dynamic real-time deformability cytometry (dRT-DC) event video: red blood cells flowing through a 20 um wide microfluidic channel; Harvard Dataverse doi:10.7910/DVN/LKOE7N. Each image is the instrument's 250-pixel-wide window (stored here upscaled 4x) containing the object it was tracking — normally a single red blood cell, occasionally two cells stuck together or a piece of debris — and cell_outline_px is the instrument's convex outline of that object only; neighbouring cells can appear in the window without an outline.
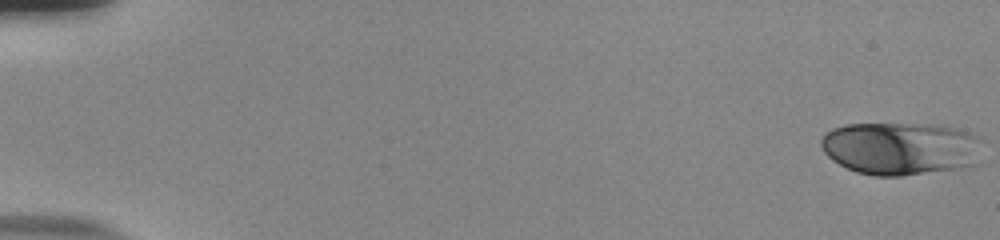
{"species": "human", "species_latin": "Homo sapiens", "temperature_condition": "room temperature", "stored_images_in_passage": 54, "camera_frame_rate_fps": 3000, "um_per_image_px": 0.085, "donor": {"sex": "male"}, "frame": {"image": 1, "passage_image": 1, "time_ms": 0.0, "image_size_px": [1000, 240], "cell_outline_px": [[984, 140], [972, 164], [960, 168], [900, 176], [876, 176], [856, 172], [832, 160], [824, 152], [820, 144], [820, 140], [832, 128], [844, 124], [932, 124], [956, 128], [980, 136]], "centroid_in_image_um": [76.53, 12.6], "position_along_channel_um": 8.5, "area_um2": 49.77}}
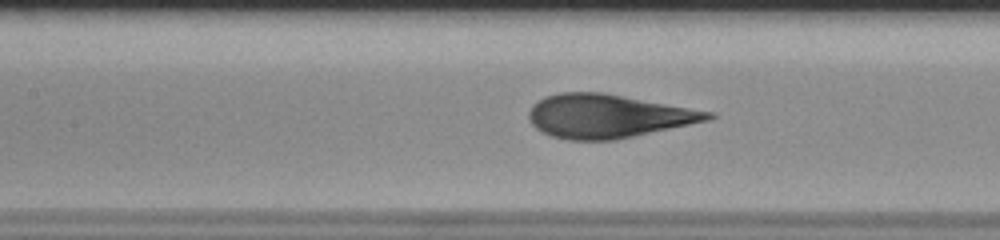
{"frame": {"image": 2, "passage_image": 26, "time_ms": 8.333, "image_size_px": [1000, 240], "cell_outline_px": [[716, 116], [708, 120], [616, 140], [568, 140], [552, 136], [536, 128], [528, 120], [528, 112], [532, 104], [536, 100], [544, 96], [560, 92], [600, 92], [716, 112]], "centroid_in_image_um": [51.64, 9.86], "position_along_channel_um": 155.8, "area_um2": 45.49}}
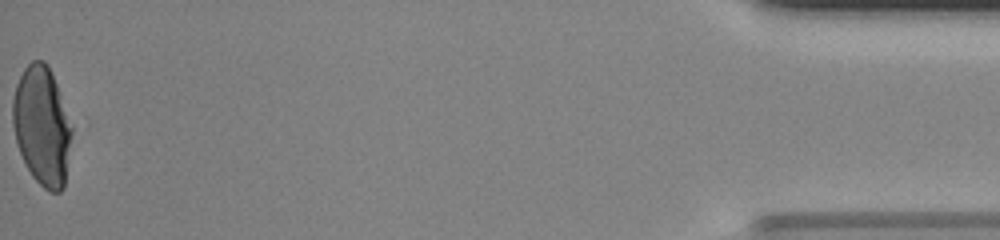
{"frame": {"image": 3, "passage_image": 54, "time_ms": 17.667, "image_size_px": [1000, 240], "cell_outline_px": [[72, 132], [64, 188], [60, 192], [48, 192], [32, 176], [16, 144], [12, 124], [12, 100], [16, 84], [24, 68], [32, 60], [44, 60], [48, 64], [72, 124]], "centroid_in_image_um": [3.56, 10.7], "position_along_channel_um": 431.6, "area_um2": 40.98}, "authors_computed_cell_mechanics": {"area_um2": 45.951, "velocity_mm_per_s": 3.8912, "shape_relaxation_time_tau1_ms": 4.9869, "shape_relaxation_time_tau2_ms": null, "deformation_change_tau1": 0.214, "deformation_change_tau2": null}}